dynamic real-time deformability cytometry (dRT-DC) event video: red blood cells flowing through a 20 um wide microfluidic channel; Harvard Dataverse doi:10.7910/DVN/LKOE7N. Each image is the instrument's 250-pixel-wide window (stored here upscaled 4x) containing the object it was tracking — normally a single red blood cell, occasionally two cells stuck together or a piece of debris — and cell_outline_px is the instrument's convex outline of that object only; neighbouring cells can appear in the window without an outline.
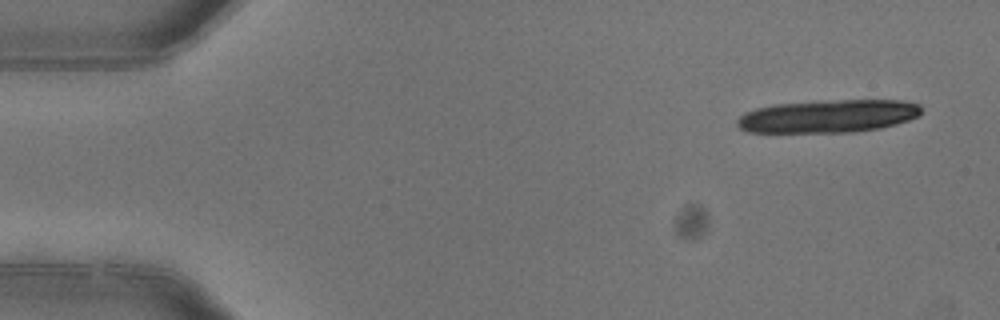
{"species": "common noctule bat (a hibernating species)", "species_latin": "Nyctalus noctula", "temperature_condition": "warm", "stored_images_in_passage": 4, "camera_frame_rate_fps": 3000, "um_per_image_px": 0.085, "animal": {"sex": "female"}, "frame": {"image": 1, "passage_image": 1, "time_ms": 0.0, "image_size_px": [1000, 320], "cell_outline_px": [[920, 116], [896, 124], [880, 128], [852, 132], [748, 132], [740, 128], [736, 124], [736, 120], [744, 112], [756, 108], [776, 104], [840, 100], [900, 100], [920, 104]], "centroid_in_image_um": [70.39, 9.88], "position_along_channel_um": 14.6, "area_um2": 35.2}}